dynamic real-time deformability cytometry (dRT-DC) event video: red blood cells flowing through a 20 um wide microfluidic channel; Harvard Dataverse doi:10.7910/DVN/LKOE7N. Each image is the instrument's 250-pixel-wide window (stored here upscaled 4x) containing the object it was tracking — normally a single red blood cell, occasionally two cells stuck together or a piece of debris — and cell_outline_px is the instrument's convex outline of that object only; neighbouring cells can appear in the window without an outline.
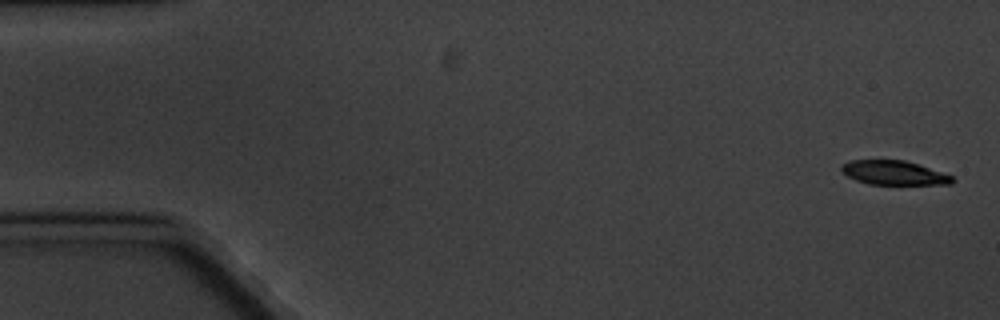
{"species": "common noctule bat (a hibernating species)", "species_latin": "Nyctalus noctula", "temperature_condition": "cold", "stored_images_in_passage": 5, "camera_frame_rate_fps": 3000, "um_per_image_px": 0.085, "animal": {"sex": "male", "body_mass_g": 20.1, "forearm_length_mm": 53.5}, "frame": {"image": 1, "passage_image": 1, "time_ms": 0.0, "image_size_px": [1000, 320], "cell_outline_px": [[956, 180], [952, 184], [868, 184], [856, 180], [848, 176], [840, 168], [840, 164], [848, 160], [904, 160], [952, 176]], "centroid_in_image_um": [75.94, 14.68], "position_along_channel_um": 9.1, "area_um2": 15.43}}
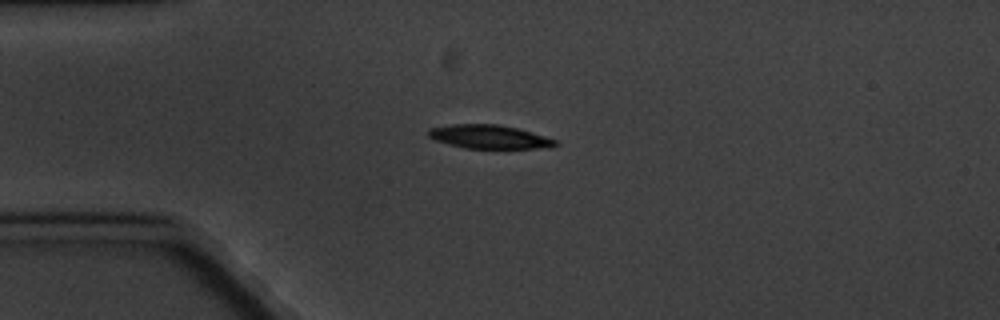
{"frame": {"image": 2, "passage_image": 5, "time_ms": 4.333, "image_size_px": [1000, 320], "cell_outline_px": [[556, 144], [552, 148], [464, 148], [436, 140], [428, 136], [428, 128], [452, 124], [496, 124], [520, 128], [556, 140]], "centroid_in_image_um": [41.59, 11.62], "position_along_channel_um": 43.4, "area_um2": 17.46}}